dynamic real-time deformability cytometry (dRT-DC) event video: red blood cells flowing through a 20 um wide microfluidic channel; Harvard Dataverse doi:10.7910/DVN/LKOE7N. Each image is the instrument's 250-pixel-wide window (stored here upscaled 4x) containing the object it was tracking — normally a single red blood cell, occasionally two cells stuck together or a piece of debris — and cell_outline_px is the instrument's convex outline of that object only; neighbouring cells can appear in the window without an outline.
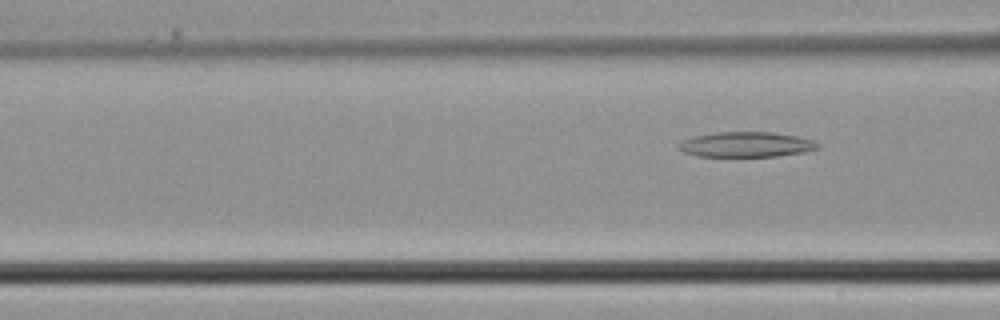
{"species": "common noctule bat (a hibernating species)", "species_latin": "Nyctalus noctula", "temperature_condition": "cold", "stored_images_in_passage": 4, "camera_frame_rate_fps": 3000, "um_per_image_px": 0.085, "animal": {"sex": "male", "body_mass_g": 21.5, "forearm_length_mm": 52.0}, "frame": {"image": 1, "passage_image": 4, "time_ms": 1.0, "image_size_px": [1000, 320], "cell_outline_px": [[820, 148], [804, 152], [776, 156], [696, 156], [684, 152], [680, 148], [680, 144], [684, 140], [692, 136], [716, 132], [772, 132], [796, 136], [812, 140], [820, 144]], "centroid_in_image_um": [63.46, 12.28], "position_along_channel_um": 103.1, "area_um2": 20.23}}